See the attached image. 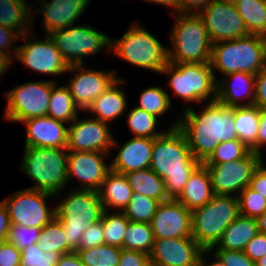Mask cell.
<instances>
[{
  "mask_svg": "<svg viewBox=\"0 0 266 266\" xmlns=\"http://www.w3.org/2000/svg\"><path fill=\"white\" fill-rule=\"evenodd\" d=\"M185 107L178 128L200 163H204L221 142L238 139L234 107H226L218 101L208 102L199 115L191 107Z\"/></svg>",
  "mask_w": 266,
  "mask_h": 266,
  "instance_id": "1",
  "label": "cell"
},
{
  "mask_svg": "<svg viewBox=\"0 0 266 266\" xmlns=\"http://www.w3.org/2000/svg\"><path fill=\"white\" fill-rule=\"evenodd\" d=\"M179 119L154 138L150 169L164 180L170 199H176L200 162L193 157L187 139L178 128Z\"/></svg>",
  "mask_w": 266,
  "mask_h": 266,
  "instance_id": "2",
  "label": "cell"
},
{
  "mask_svg": "<svg viewBox=\"0 0 266 266\" xmlns=\"http://www.w3.org/2000/svg\"><path fill=\"white\" fill-rule=\"evenodd\" d=\"M210 64L224 76L235 72L256 75L266 68V38L249 34L214 43Z\"/></svg>",
  "mask_w": 266,
  "mask_h": 266,
  "instance_id": "3",
  "label": "cell"
},
{
  "mask_svg": "<svg viewBox=\"0 0 266 266\" xmlns=\"http://www.w3.org/2000/svg\"><path fill=\"white\" fill-rule=\"evenodd\" d=\"M174 18L168 62L189 64L210 62L212 42L201 16L197 12L176 13Z\"/></svg>",
  "mask_w": 266,
  "mask_h": 266,
  "instance_id": "4",
  "label": "cell"
},
{
  "mask_svg": "<svg viewBox=\"0 0 266 266\" xmlns=\"http://www.w3.org/2000/svg\"><path fill=\"white\" fill-rule=\"evenodd\" d=\"M103 205L99 193L92 190L71 191L55 206V217L62 223L68 241V253L79 249L82 233L101 220Z\"/></svg>",
  "mask_w": 266,
  "mask_h": 266,
  "instance_id": "5",
  "label": "cell"
},
{
  "mask_svg": "<svg viewBox=\"0 0 266 266\" xmlns=\"http://www.w3.org/2000/svg\"><path fill=\"white\" fill-rule=\"evenodd\" d=\"M67 153V149L24 147L20 169L36 183L29 189L60 195L68 183Z\"/></svg>",
  "mask_w": 266,
  "mask_h": 266,
  "instance_id": "6",
  "label": "cell"
},
{
  "mask_svg": "<svg viewBox=\"0 0 266 266\" xmlns=\"http://www.w3.org/2000/svg\"><path fill=\"white\" fill-rule=\"evenodd\" d=\"M239 215L237 195H214L204 206L192 211V237L203 249H211Z\"/></svg>",
  "mask_w": 266,
  "mask_h": 266,
  "instance_id": "7",
  "label": "cell"
},
{
  "mask_svg": "<svg viewBox=\"0 0 266 266\" xmlns=\"http://www.w3.org/2000/svg\"><path fill=\"white\" fill-rule=\"evenodd\" d=\"M161 73L169 75V85L177 97L186 102L216 101V76L210 62L171 63Z\"/></svg>",
  "mask_w": 266,
  "mask_h": 266,
  "instance_id": "8",
  "label": "cell"
},
{
  "mask_svg": "<svg viewBox=\"0 0 266 266\" xmlns=\"http://www.w3.org/2000/svg\"><path fill=\"white\" fill-rule=\"evenodd\" d=\"M139 26L136 23L120 39L111 40V50L133 65L161 73L168 64V48Z\"/></svg>",
  "mask_w": 266,
  "mask_h": 266,
  "instance_id": "9",
  "label": "cell"
},
{
  "mask_svg": "<svg viewBox=\"0 0 266 266\" xmlns=\"http://www.w3.org/2000/svg\"><path fill=\"white\" fill-rule=\"evenodd\" d=\"M49 36L69 66L84 65V57L94 55L105 48L111 49L112 39L89 24L72 25Z\"/></svg>",
  "mask_w": 266,
  "mask_h": 266,
  "instance_id": "10",
  "label": "cell"
},
{
  "mask_svg": "<svg viewBox=\"0 0 266 266\" xmlns=\"http://www.w3.org/2000/svg\"><path fill=\"white\" fill-rule=\"evenodd\" d=\"M55 81L27 82L6 92L8 101L5 119L10 122H22L47 115L50 92Z\"/></svg>",
  "mask_w": 266,
  "mask_h": 266,
  "instance_id": "11",
  "label": "cell"
},
{
  "mask_svg": "<svg viewBox=\"0 0 266 266\" xmlns=\"http://www.w3.org/2000/svg\"><path fill=\"white\" fill-rule=\"evenodd\" d=\"M47 192L22 189L3 200L11 224L43 228L55 218V207L48 209L46 200L54 197Z\"/></svg>",
  "mask_w": 266,
  "mask_h": 266,
  "instance_id": "12",
  "label": "cell"
},
{
  "mask_svg": "<svg viewBox=\"0 0 266 266\" xmlns=\"http://www.w3.org/2000/svg\"><path fill=\"white\" fill-rule=\"evenodd\" d=\"M205 165L214 194L232 195L249 186L254 171L260 165V158L256 153L249 151L243 158L235 161Z\"/></svg>",
  "mask_w": 266,
  "mask_h": 266,
  "instance_id": "13",
  "label": "cell"
},
{
  "mask_svg": "<svg viewBox=\"0 0 266 266\" xmlns=\"http://www.w3.org/2000/svg\"><path fill=\"white\" fill-rule=\"evenodd\" d=\"M212 44L249 35L233 1L212 0L198 13Z\"/></svg>",
  "mask_w": 266,
  "mask_h": 266,
  "instance_id": "14",
  "label": "cell"
},
{
  "mask_svg": "<svg viewBox=\"0 0 266 266\" xmlns=\"http://www.w3.org/2000/svg\"><path fill=\"white\" fill-rule=\"evenodd\" d=\"M31 33L21 36V39L22 37L25 38L26 43L18 47L16 59L29 67L30 70L43 74L54 76L67 72L69 64L58 51L50 36L46 35L44 40L37 37L32 39ZM28 36H31V39Z\"/></svg>",
  "mask_w": 266,
  "mask_h": 266,
  "instance_id": "15",
  "label": "cell"
},
{
  "mask_svg": "<svg viewBox=\"0 0 266 266\" xmlns=\"http://www.w3.org/2000/svg\"><path fill=\"white\" fill-rule=\"evenodd\" d=\"M109 125L96 118L73 120L68 126L67 151H96L109 153L119 146L110 133Z\"/></svg>",
  "mask_w": 266,
  "mask_h": 266,
  "instance_id": "16",
  "label": "cell"
},
{
  "mask_svg": "<svg viewBox=\"0 0 266 266\" xmlns=\"http://www.w3.org/2000/svg\"><path fill=\"white\" fill-rule=\"evenodd\" d=\"M74 71V77L69 80L67 87L79 110L86 111L92 102L106 91L117 79L114 70L96 71L86 69L83 64L70 65L68 72ZM77 71V72H76Z\"/></svg>",
  "mask_w": 266,
  "mask_h": 266,
  "instance_id": "17",
  "label": "cell"
},
{
  "mask_svg": "<svg viewBox=\"0 0 266 266\" xmlns=\"http://www.w3.org/2000/svg\"><path fill=\"white\" fill-rule=\"evenodd\" d=\"M109 153L96 151H68L67 153V182L73 177L81 181L79 190L98 192L105 177L111 171L103 156Z\"/></svg>",
  "mask_w": 266,
  "mask_h": 266,
  "instance_id": "18",
  "label": "cell"
},
{
  "mask_svg": "<svg viewBox=\"0 0 266 266\" xmlns=\"http://www.w3.org/2000/svg\"><path fill=\"white\" fill-rule=\"evenodd\" d=\"M203 248L193 237L155 239L152 266H199Z\"/></svg>",
  "mask_w": 266,
  "mask_h": 266,
  "instance_id": "19",
  "label": "cell"
},
{
  "mask_svg": "<svg viewBox=\"0 0 266 266\" xmlns=\"http://www.w3.org/2000/svg\"><path fill=\"white\" fill-rule=\"evenodd\" d=\"M150 225L155 239L192 237V211L170 199L159 204Z\"/></svg>",
  "mask_w": 266,
  "mask_h": 266,
  "instance_id": "20",
  "label": "cell"
},
{
  "mask_svg": "<svg viewBox=\"0 0 266 266\" xmlns=\"http://www.w3.org/2000/svg\"><path fill=\"white\" fill-rule=\"evenodd\" d=\"M26 126L25 147H45L67 149L68 127L65 122L49 116L35 117L24 120Z\"/></svg>",
  "mask_w": 266,
  "mask_h": 266,
  "instance_id": "21",
  "label": "cell"
},
{
  "mask_svg": "<svg viewBox=\"0 0 266 266\" xmlns=\"http://www.w3.org/2000/svg\"><path fill=\"white\" fill-rule=\"evenodd\" d=\"M42 7L36 11L43 14L42 22L47 35L75 25L83 14L90 0H42Z\"/></svg>",
  "mask_w": 266,
  "mask_h": 266,
  "instance_id": "22",
  "label": "cell"
},
{
  "mask_svg": "<svg viewBox=\"0 0 266 266\" xmlns=\"http://www.w3.org/2000/svg\"><path fill=\"white\" fill-rule=\"evenodd\" d=\"M229 80V82H228ZM232 82H231V81ZM243 97V98H242ZM245 97V98H244ZM246 103H240L245 100ZM255 100V75L246 72H235L218 79L216 101L226 107L253 106Z\"/></svg>",
  "mask_w": 266,
  "mask_h": 266,
  "instance_id": "23",
  "label": "cell"
},
{
  "mask_svg": "<svg viewBox=\"0 0 266 266\" xmlns=\"http://www.w3.org/2000/svg\"><path fill=\"white\" fill-rule=\"evenodd\" d=\"M154 139L132 137L121 146L110 164L111 170L120 174L150 168Z\"/></svg>",
  "mask_w": 266,
  "mask_h": 266,
  "instance_id": "24",
  "label": "cell"
},
{
  "mask_svg": "<svg viewBox=\"0 0 266 266\" xmlns=\"http://www.w3.org/2000/svg\"><path fill=\"white\" fill-rule=\"evenodd\" d=\"M214 195L208 169L204 163H200L189 176L176 200L193 211L204 206Z\"/></svg>",
  "mask_w": 266,
  "mask_h": 266,
  "instance_id": "25",
  "label": "cell"
},
{
  "mask_svg": "<svg viewBox=\"0 0 266 266\" xmlns=\"http://www.w3.org/2000/svg\"><path fill=\"white\" fill-rule=\"evenodd\" d=\"M124 82L117 77L111 86L92 102L86 112L97 114L95 118L107 124L122 116L127 109V99L118 85L125 84Z\"/></svg>",
  "mask_w": 266,
  "mask_h": 266,
  "instance_id": "26",
  "label": "cell"
},
{
  "mask_svg": "<svg viewBox=\"0 0 266 266\" xmlns=\"http://www.w3.org/2000/svg\"><path fill=\"white\" fill-rule=\"evenodd\" d=\"M259 232L255 218L239 215L224 231L222 237L210 250L226 249L243 251L248 242Z\"/></svg>",
  "mask_w": 266,
  "mask_h": 266,
  "instance_id": "27",
  "label": "cell"
},
{
  "mask_svg": "<svg viewBox=\"0 0 266 266\" xmlns=\"http://www.w3.org/2000/svg\"><path fill=\"white\" fill-rule=\"evenodd\" d=\"M103 209L108 211L114 209H124L128 206L133 196V191L125 174L110 171L102 182L98 191ZM110 207V208H109Z\"/></svg>",
  "mask_w": 266,
  "mask_h": 266,
  "instance_id": "28",
  "label": "cell"
},
{
  "mask_svg": "<svg viewBox=\"0 0 266 266\" xmlns=\"http://www.w3.org/2000/svg\"><path fill=\"white\" fill-rule=\"evenodd\" d=\"M28 7L25 0H0V24L17 31L21 36L29 34L33 30L30 24L35 17Z\"/></svg>",
  "mask_w": 266,
  "mask_h": 266,
  "instance_id": "29",
  "label": "cell"
},
{
  "mask_svg": "<svg viewBox=\"0 0 266 266\" xmlns=\"http://www.w3.org/2000/svg\"><path fill=\"white\" fill-rule=\"evenodd\" d=\"M259 117L260 108L255 105L234 107V127L237 130V137L256 154Z\"/></svg>",
  "mask_w": 266,
  "mask_h": 266,
  "instance_id": "30",
  "label": "cell"
},
{
  "mask_svg": "<svg viewBox=\"0 0 266 266\" xmlns=\"http://www.w3.org/2000/svg\"><path fill=\"white\" fill-rule=\"evenodd\" d=\"M125 176L133 193L151 197L160 203L170 200L166 193L164 180L150 168L131 171Z\"/></svg>",
  "mask_w": 266,
  "mask_h": 266,
  "instance_id": "31",
  "label": "cell"
},
{
  "mask_svg": "<svg viewBox=\"0 0 266 266\" xmlns=\"http://www.w3.org/2000/svg\"><path fill=\"white\" fill-rule=\"evenodd\" d=\"M78 109L66 85L57 88V84H55L52 87L47 116L68 125L78 117V113L81 111Z\"/></svg>",
  "mask_w": 266,
  "mask_h": 266,
  "instance_id": "32",
  "label": "cell"
},
{
  "mask_svg": "<svg viewBox=\"0 0 266 266\" xmlns=\"http://www.w3.org/2000/svg\"><path fill=\"white\" fill-rule=\"evenodd\" d=\"M233 2L248 33L266 38V0H234Z\"/></svg>",
  "mask_w": 266,
  "mask_h": 266,
  "instance_id": "33",
  "label": "cell"
},
{
  "mask_svg": "<svg viewBox=\"0 0 266 266\" xmlns=\"http://www.w3.org/2000/svg\"><path fill=\"white\" fill-rule=\"evenodd\" d=\"M123 249L150 254L155 242L154 234L149 223L129 221L124 232Z\"/></svg>",
  "mask_w": 266,
  "mask_h": 266,
  "instance_id": "34",
  "label": "cell"
},
{
  "mask_svg": "<svg viewBox=\"0 0 266 266\" xmlns=\"http://www.w3.org/2000/svg\"><path fill=\"white\" fill-rule=\"evenodd\" d=\"M108 212L104 210L101 216L105 244L123 249L124 232L130 220L119 210L113 214Z\"/></svg>",
  "mask_w": 266,
  "mask_h": 266,
  "instance_id": "35",
  "label": "cell"
},
{
  "mask_svg": "<svg viewBox=\"0 0 266 266\" xmlns=\"http://www.w3.org/2000/svg\"><path fill=\"white\" fill-rule=\"evenodd\" d=\"M38 247L44 253L48 250L61 254L68 253V241L64 229L56 217L42 228L38 238Z\"/></svg>",
  "mask_w": 266,
  "mask_h": 266,
  "instance_id": "36",
  "label": "cell"
},
{
  "mask_svg": "<svg viewBox=\"0 0 266 266\" xmlns=\"http://www.w3.org/2000/svg\"><path fill=\"white\" fill-rule=\"evenodd\" d=\"M84 266H118L121 249L105 243L89 249L76 251Z\"/></svg>",
  "mask_w": 266,
  "mask_h": 266,
  "instance_id": "37",
  "label": "cell"
},
{
  "mask_svg": "<svg viewBox=\"0 0 266 266\" xmlns=\"http://www.w3.org/2000/svg\"><path fill=\"white\" fill-rule=\"evenodd\" d=\"M128 126L135 134V137L156 138L161 136L165 131H156L157 117L145 110L133 107L127 114Z\"/></svg>",
  "mask_w": 266,
  "mask_h": 266,
  "instance_id": "38",
  "label": "cell"
},
{
  "mask_svg": "<svg viewBox=\"0 0 266 266\" xmlns=\"http://www.w3.org/2000/svg\"><path fill=\"white\" fill-rule=\"evenodd\" d=\"M160 202L138 193H133L128 206L122 211L132 222L149 223L156 213Z\"/></svg>",
  "mask_w": 266,
  "mask_h": 266,
  "instance_id": "39",
  "label": "cell"
},
{
  "mask_svg": "<svg viewBox=\"0 0 266 266\" xmlns=\"http://www.w3.org/2000/svg\"><path fill=\"white\" fill-rule=\"evenodd\" d=\"M137 108L145 110L156 117L162 116L168 112L171 106V98L161 87H149L144 89L140 95Z\"/></svg>",
  "mask_w": 266,
  "mask_h": 266,
  "instance_id": "40",
  "label": "cell"
},
{
  "mask_svg": "<svg viewBox=\"0 0 266 266\" xmlns=\"http://www.w3.org/2000/svg\"><path fill=\"white\" fill-rule=\"evenodd\" d=\"M250 150L239 140L221 142L204 164L227 163L243 158Z\"/></svg>",
  "mask_w": 266,
  "mask_h": 266,
  "instance_id": "41",
  "label": "cell"
},
{
  "mask_svg": "<svg viewBox=\"0 0 266 266\" xmlns=\"http://www.w3.org/2000/svg\"><path fill=\"white\" fill-rule=\"evenodd\" d=\"M236 195L239 201L240 215L257 219L266 212V199L249 186Z\"/></svg>",
  "mask_w": 266,
  "mask_h": 266,
  "instance_id": "42",
  "label": "cell"
},
{
  "mask_svg": "<svg viewBox=\"0 0 266 266\" xmlns=\"http://www.w3.org/2000/svg\"><path fill=\"white\" fill-rule=\"evenodd\" d=\"M62 254L53 251L43 252L38 243L21 250L20 266H56Z\"/></svg>",
  "mask_w": 266,
  "mask_h": 266,
  "instance_id": "43",
  "label": "cell"
},
{
  "mask_svg": "<svg viewBox=\"0 0 266 266\" xmlns=\"http://www.w3.org/2000/svg\"><path fill=\"white\" fill-rule=\"evenodd\" d=\"M41 230L42 228L11 224L5 241L21 251L30 245L38 243Z\"/></svg>",
  "mask_w": 266,
  "mask_h": 266,
  "instance_id": "44",
  "label": "cell"
},
{
  "mask_svg": "<svg viewBox=\"0 0 266 266\" xmlns=\"http://www.w3.org/2000/svg\"><path fill=\"white\" fill-rule=\"evenodd\" d=\"M21 39V35L8 27L2 26L0 24V57L10 66L13 60L16 58L18 52V46L11 48L12 43L16 42L15 40ZM14 51L13 60L11 50ZM10 53V54H9Z\"/></svg>",
  "mask_w": 266,
  "mask_h": 266,
  "instance_id": "45",
  "label": "cell"
},
{
  "mask_svg": "<svg viewBox=\"0 0 266 266\" xmlns=\"http://www.w3.org/2000/svg\"><path fill=\"white\" fill-rule=\"evenodd\" d=\"M102 221L92 224L87 231L82 233L79 240V249H89L104 244Z\"/></svg>",
  "mask_w": 266,
  "mask_h": 266,
  "instance_id": "46",
  "label": "cell"
},
{
  "mask_svg": "<svg viewBox=\"0 0 266 266\" xmlns=\"http://www.w3.org/2000/svg\"><path fill=\"white\" fill-rule=\"evenodd\" d=\"M216 254L226 266H255V262L243 251L215 249Z\"/></svg>",
  "mask_w": 266,
  "mask_h": 266,
  "instance_id": "47",
  "label": "cell"
},
{
  "mask_svg": "<svg viewBox=\"0 0 266 266\" xmlns=\"http://www.w3.org/2000/svg\"><path fill=\"white\" fill-rule=\"evenodd\" d=\"M243 252L248 255L253 262L266 255V234L258 232L246 245Z\"/></svg>",
  "mask_w": 266,
  "mask_h": 266,
  "instance_id": "48",
  "label": "cell"
},
{
  "mask_svg": "<svg viewBox=\"0 0 266 266\" xmlns=\"http://www.w3.org/2000/svg\"><path fill=\"white\" fill-rule=\"evenodd\" d=\"M118 266H151V262L148 254L121 249Z\"/></svg>",
  "mask_w": 266,
  "mask_h": 266,
  "instance_id": "49",
  "label": "cell"
},
{
  "mask_svg": "<svg viewBox=\"0 0 266 266\" xmlns=\"http://www.w3.org/2000/svg\"><path fill=\"white\" fill-rule=\"evenodd\" d=\"M21 251L5 242L0 249V266H20Z\"/></svg>",
  "mask_w": 266,
  "mask_h": 266,
  "instance_id": "50",
  "label": "cell"
},
{
  "mask_svg": "<svg viewBox=\"0 0 266 266\" xmlns=\"http://www.w3.org/2000/svg\"><path fill=\"white\" fill-rule=\"evenodd\" d=\"M254 105L266 109V68L255 75Z\"/></svg>",
  "mask_w": 266,
  "mask_h": 266,
  "instance_id": "51",
  "label": "cell"
},
{
  "mask_svg": "<svg viewBox=\"0 0 266 266\" xmlns=\"http://www.w3.org/2000/svg\"><path fill=\"white\" fill-rule=\"evenodd\" d=\"M212 0H177V13H199L210 4ZM196 9V11H195Z\"/></svg>",
  "mask_w": 266,
  "mask_h": 266,
  "instance_id": "52",
  "label": "cell"
},
{
  "mask_svg": "<svg viewBox=\"0 0 266 266\" xmlns=\"http://www.w3.org/2000/svg\"><path fill=\"white\" fill-rule=\"evenodd\" d=\"M249 187L266 199V171L260 165L253 173Z\"/></svg>",
  "mask_w": 266,
  "mask_h": 266,
  "instance_id": "53",
  "label": "cell"
},
{
  "mask_svg": "<svg viewBox=\"0 0 266 266\" xmlns=\"http://www.w3.org/2000/svg\"><path fill=\"white\" fill-rule=\"evenodd\" d=\"M262 146H266V109H260L259 127L257 134V155L261 154Z\"/></svg>",
  "mask_w": 266,
  "mask_h": 266,
  "instance_id": "54",
  "label": "cell"
},
{
  "mask_svg": "<svg viewBox=\"0 0 266 266\" xmlns=\"http://www.w3.org/2000/svg\"><path fill=\"white\" fill-rule=\"evenodd\" d=\"M11 222L7 208L3 201L0 202V240H6Z\"/></svg>",
  "mask_w": 266,
  "mask_h": 266,
  "instance_id": "55",
  "label": "cell"
},
{
  "mask_svg": "<svg viewBox=\"0 0 266 266\" xmlns=\"http://www.w3.org/2000/svg\"><path fill=\"white\" fill-rule=\"evenodd\" d=\"M56 266H84L76 252L62 254Z\"/></svg>",
  "mask_w": 266,
  "mask_h": 266,
  "instance_id": "56",
  "label": "cell"
},
{
  "mask_svg": "<svg viewBox=\"0 0 266 266\" xmlns=\"http://www.w3.org/2000/svg\"><path fill=\"white\" fill-rule=\"evenodd\" d=\"M211 252V250L210 249H204L203 250V252H202V254H201V257H200V264H199V266H226L223 262H222V260L215 254L214 255V257H215V261L214 262H210V263H205L206 261V259H205V255L207 254V255H209L208 253H210Z\"/></svg>",
  "mask_w": 266,
  "mask_h": 266,
  "instance_id": "57",
  "label": "cell"
},
{
  "mask_svg": "<svg viewBox=\"0 0 266 266\" xmlns=\"http://www.w3.org/2000/svg\"><path fill=\"white\" fill-rule=\"evenodd\" d=\"M152 3H157L160 5H165L166 7H172L175 9V13H177V0H145Z\"/></svg>",
  "mask_w": 266,
  "mask_h": 266,
  "instance_id": "58",
  "label": "cell"
},
{
  "mask_svg": "<svg viewBox=\"0 0 266 266\" xmlns=\"http://www.w3.org/2000/svg\"><path fill=\"white\" fill-rule=\"evenodd\" d=\"M259 232L266 234V212L257 219Z\"/></svg>",
  "mask_w": 266,
  "mask_h": 266,
  "instance_id": "59",
  "label": "cell"
},
{
  "mask_svg": "<svg viewBox=\"0 0 266 266\" xmlns=\"http://www.w3.org/2000/svg\"><path fill=\"white\" fill-rule=\"evenodd\" d=\"M9 68V65L0 57V77L5 73Z\"/></svg>",
  "mask_w": 266,
  "mask_h": 266,
  "instance_id": "60",
  "label": "cell"
},
{
  "mask_svg": "<svg viewBox=\"0 0 266 266\" xmlns=\"http://www.w3.org/2000/svg\"><path fill=\"white\" fill-rule=\"evenodd\" d=\"M255 266H266V255L257 260Z\"/></svg>",
  "mask_w": 266,
  "mask_h": 266,
  "instance_id": "61",
  "label": "cell"
},
{
  "mask_svg": "<svg viewBox=\"0 0 266 266\" xmlns=\"http://www.w3.org/2000/svg\"><path fill=\"white\" fill-rule=\"evenodd\" d=\"M262 154L263 153H261L260 155H259V158H260V166L266 171V167H265V164H264V162H263V156H262Z\"/></svg>",
  "mask_w": 266,
  "mask_h": 266,
  "instance_id": "62",
  "label": "cell"
},
{
  "mask_svg": "<svg viewBox=\"0 0 266 266\" xmlns=\"http://www.w3.org/2000/svg\"><path fill=\"white\" fill-rule=\"evenodd\" d=\"M5 242H6L5 240H0V249H1L2 245H3Z\"/></svg>",
  "mask_w": 266,
  "mask_h": 266,
  "instance_id": "63",
  "label": "cell"
}]
</instances>
